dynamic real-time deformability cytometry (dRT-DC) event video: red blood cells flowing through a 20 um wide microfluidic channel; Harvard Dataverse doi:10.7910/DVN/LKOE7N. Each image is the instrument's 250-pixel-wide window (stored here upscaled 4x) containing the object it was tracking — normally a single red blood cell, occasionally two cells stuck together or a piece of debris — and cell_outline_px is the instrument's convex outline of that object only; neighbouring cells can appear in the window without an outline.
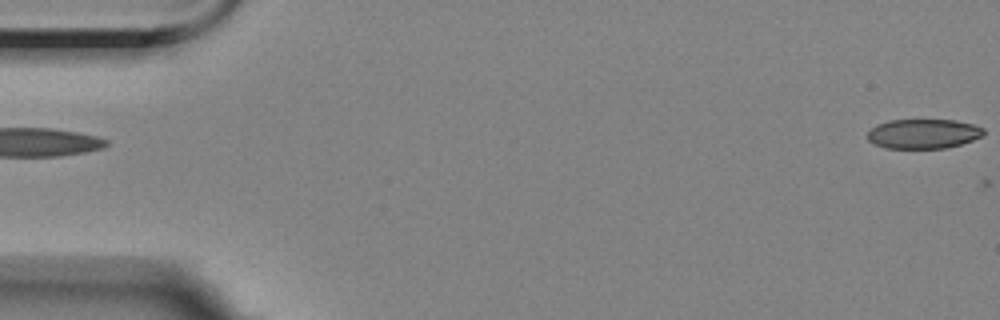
{"species": "Egyptian fruit bat (a non-hibernating species)", "species_latin": "Rousettus aegyptiacus", "temperature_condition": "room temperature", "stored_images_in_passage": 5, "segment_of_instrument_passage": [2, 2], "camera_frame_rate_fps": 3000, "um_per_image_px": 0.085, "animal": {"sex": "female"}, "frame": {"image": 1, "passage_image": 5, "time_ms": 5.333, "image_size_px": [1000, 320], "cell_outline_px": [[984, 136], [960, 144], [944, 148], [884, 148], [872, 144], [868, 140], [868, 132], [876, 124], [888, 120], [956, 120], [972, 124], [984, 128]], "centroid_in_image_um": [78.46, 11.37], "position_along_channel_um": 6.5, "area_um2": 20.11}}